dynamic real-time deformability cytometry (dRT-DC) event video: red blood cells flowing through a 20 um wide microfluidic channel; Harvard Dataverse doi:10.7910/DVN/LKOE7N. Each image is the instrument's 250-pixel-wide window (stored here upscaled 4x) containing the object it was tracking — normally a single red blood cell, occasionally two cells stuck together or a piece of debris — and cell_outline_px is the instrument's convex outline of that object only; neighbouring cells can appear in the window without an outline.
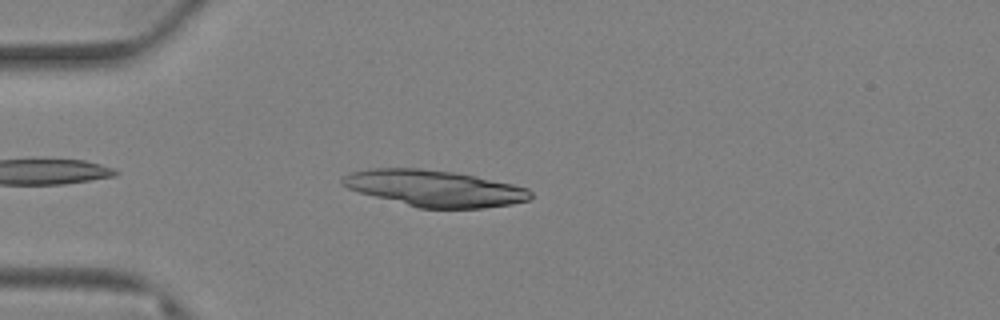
{"species": "Egyptian fruit bat (a non-hibernating species)", "species_latin": "Rousettus aegyptiacus", "temperature_condition": "warm", "stored_images_in_passage": 48, "camera_frame_rate_fps": 3000, "um_per_image_px": 0.085, "animal": {"sex": "female"}, "frame": {"image": 1, "passage_image": 3, "time_ms": 0.667, "image_size_px": [1000, 320], "cell_outline_px": [[532, 196], [528, 200], [512, 204], [484, 208], [420, 208], [360, 192], [348, 188], [340, 184], [340, 180], [344, 176], [352, 172], [368, 168], [420, 168], [452, 172], [476, 176], [512, 184], [528, 188], [532, 192]], "centroid_in_image_um": [36.95, 16.0], "position_along_channel_um": 48.1, "area_um2": 39.59}}